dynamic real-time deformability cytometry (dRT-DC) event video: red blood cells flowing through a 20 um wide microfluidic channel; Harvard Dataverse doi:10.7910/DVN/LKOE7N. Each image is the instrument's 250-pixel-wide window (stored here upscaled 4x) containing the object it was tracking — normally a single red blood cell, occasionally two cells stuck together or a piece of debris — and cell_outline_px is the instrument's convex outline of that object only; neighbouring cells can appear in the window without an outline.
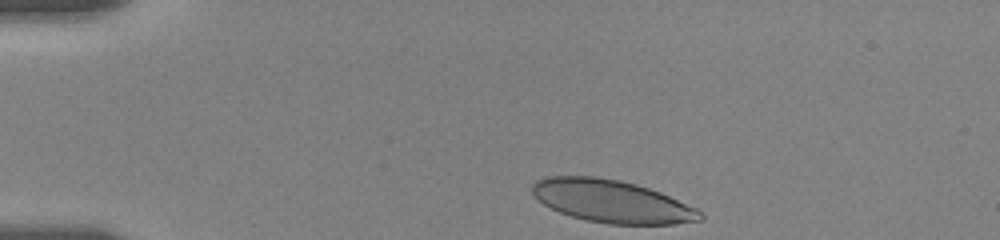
{"species": "human", "species_latin": "Homo sapiens", "temperature_condition": "room temperature", "stored_images_in_passage": 38, "camera_frame_rate_fps": 3000, "um_per_image_px": 0.085, "donor": {"sex": "female"}, "frame": {"image": 1, "passage_image": 1, "time_ms": 0.0, "image_size_px": [1000, 240], "cell_outline_px": [[704, 220], [672, 224], [608, 224], [584, 220], [560, 212], [544, 204], [532, 192], [532, 184], [536, 180], [548, 176], [596, 176], [620, 180], [636, 184], [660, 192], [696, 208], [704, 216]], "centroid_in_image_um": [52.01, 17.11], "position_along_channel_um": 33.0, "area_um2": 41.56}}
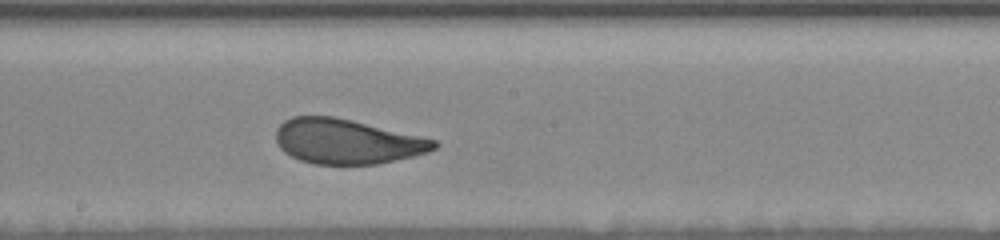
{"frame": {"image": 2, "passage_image": 22, "time_ms": 7.0, "image_size_px": [1000, 240], "cell_outline_px": [[440, 144], [436, 148], [428, 152], [380, 164], [316, 164], [300, 160], [284, 152], [280, 148], [276, 140], [276, 128], [284, 120], [292, 116], [336, 116], [436, 140]], "centroid_in_image_um": [29.47, 12.02], "position_along_channel_um": 218.7, "area_um2": 41.33}}
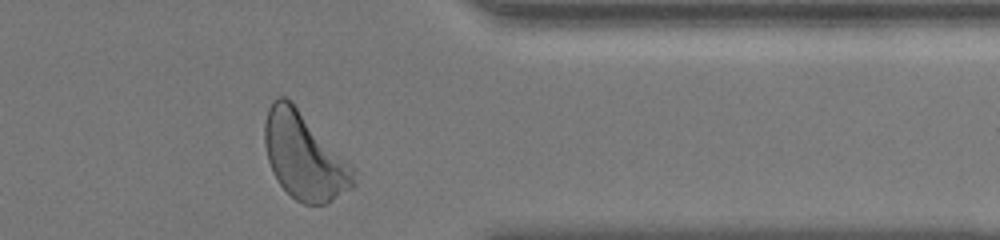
{"frame": {"image": 3, "passage_image": 37, "time_ms": 12.0, "image_size_px": [1000, 240], "cell_outline_px": [[356, 184], [352, 188], [328, 204], [304, 204], [296, 200], [280, 184], [272, 172], [268, 160], [264, 144], [264, 124], [268, 108], [272, 100], [276, 96], [284, 96], [296, 108], [356, 172]], "centroid_in_image_um": [25.82, 13.33], "position_along_channel_um": 385.6, "area_um2": 43.81}, "authors_computed_cell_mechanics": {"area_um2": 42.5119, "velocity_mm_per_s": 3.4822, "shape_relaxation_time_tau1_ms": 5.0904, "shape_relaxation_time_tau2_ms": 0.9704, "deformation_change_tau1": 0.168, "deformation_change_tau2": 0.0634}}